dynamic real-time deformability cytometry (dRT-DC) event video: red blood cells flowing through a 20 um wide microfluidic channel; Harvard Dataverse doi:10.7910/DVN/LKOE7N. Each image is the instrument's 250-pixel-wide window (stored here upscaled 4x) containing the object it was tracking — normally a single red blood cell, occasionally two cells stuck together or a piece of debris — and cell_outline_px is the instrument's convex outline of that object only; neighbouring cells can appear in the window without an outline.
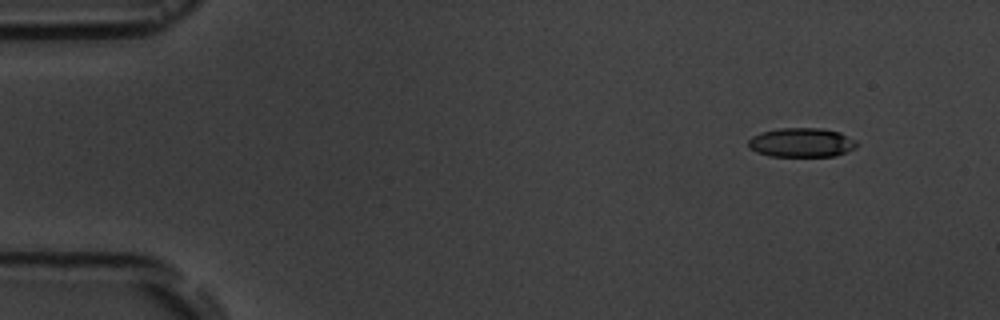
{"species": "common noctule bat (a hibernating species)", "species_latin": "Nyctalus noctula", "temperature_condition": "room temperature", "stored_images_in_passage": 5, "camera_frame_rate_fps": 3000, "um_per_image_px": 0.085, "animal": {"sex": "male", "body_mass_g": 19.5, "forearm_length_mm": 54.6}, "frame": {"image": 1, "passage_image": 1, "time_ms": 0.0, "image_size_px": [1000, 320], "cell_outline_px": [[860, 144], [856, 148], [836, 156], [768, 156], [756, 152], [748, 148], [748, 140], [752, 136], [760, 132], [780, 128], [820, 128], [840, 132], [856, 140]], "centroid_in_image_um": [68.14, 12.12], "position_along_channel_um": 16.9, "area_um2": 18.73}}
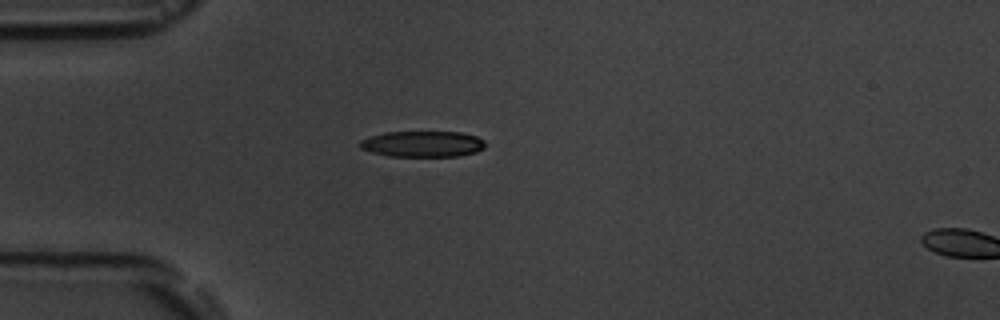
{"frame": {"image": 2, "passage_image": 4, "time_ms": 3.333, "image_size_px": [1000, 320], "cell_outline_px": [[484, 148], [476, 152], [460, 156], [388, 156], [372, 152], [360, 148], [360, 140], [368, 136], [384, 132], [460, 132], [476, 136], [484, 140]], "centroid_in_image_um": [35.91, 12.23], "position_along_channel_um": 49.1, "area_um2": 19.02}}